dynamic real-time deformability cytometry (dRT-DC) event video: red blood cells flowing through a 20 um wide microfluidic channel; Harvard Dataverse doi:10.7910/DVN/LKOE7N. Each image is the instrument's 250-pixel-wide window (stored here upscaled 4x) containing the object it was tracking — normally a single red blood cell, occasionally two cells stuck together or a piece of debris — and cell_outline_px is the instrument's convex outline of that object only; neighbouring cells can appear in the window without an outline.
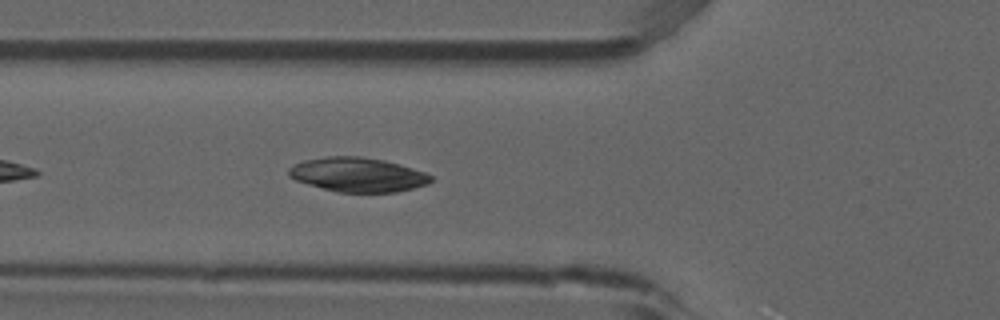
{"species": "common noctule bat (a hibernating species)", "species_latin": "Nyctalus noctula", "temperature_condition": "room temperature", "stored_images_in_passage": 33, "camera_frame_rate_fps": 3000, "um_per_image_px": 0.085, "animal": {"sex": "male", "forearm_length_mm": 52.5}, "frame": {"image": 1, "passage_image": 6, "time_ms": 1.667, "image_size_px": [1000, 320], "cell_outline_px": [[432, 180], [428, 184], [396, 192], [336, 192], [308, 184], [296, 180], [288, 176], [288, 168], [304, 160], [324, 156], [360, 156], [384, 160], [424, 172], [432, 176]], "centroid_in_image_um": [30.38, 14.84], "position_along_channel_um": 95.4, "area_um2": 28.26}}
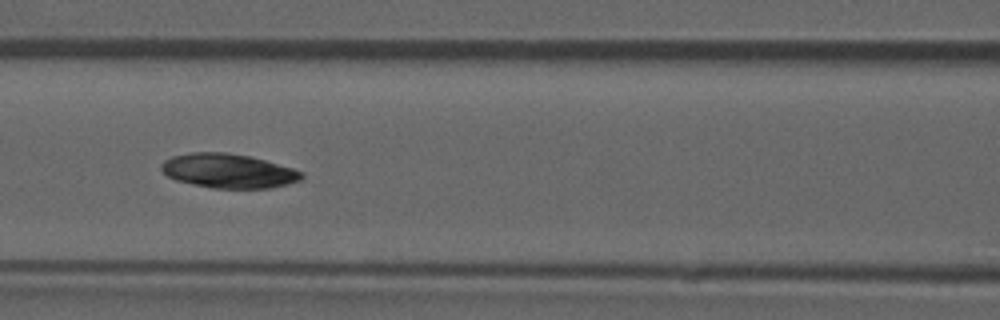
{"frame": {"image": 2, "passage_image": 10, "time_ms": 3.0, "image_size_px": [1000, 320], "cell_outline_px": [[304, 176], [300, 180], [268, 188], [212, 188], [176, 180], [168, 176], [160, 168], [160, 164], [164, 160], [172, 156], [192, 152], [224, 152], [248, 156], [264, 160], [292, 168], [304, 172]], "centroid_in_image_um": [19.38, 14.52], "position_along_channel_um": 147.2, "area_um2": 27.74}}